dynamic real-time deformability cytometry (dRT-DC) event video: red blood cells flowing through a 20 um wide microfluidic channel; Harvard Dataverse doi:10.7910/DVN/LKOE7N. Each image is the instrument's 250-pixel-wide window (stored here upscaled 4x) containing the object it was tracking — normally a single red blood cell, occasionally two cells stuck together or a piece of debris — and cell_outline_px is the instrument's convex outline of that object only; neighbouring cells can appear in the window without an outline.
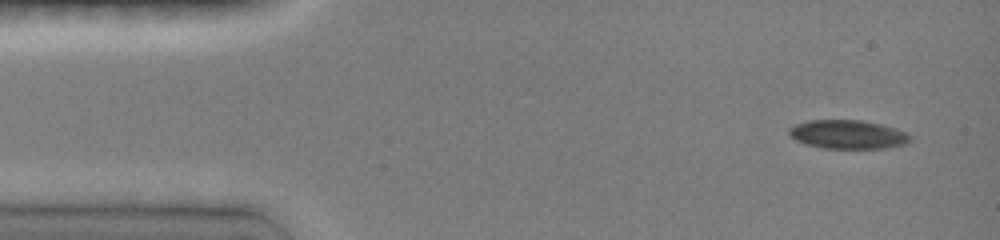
{"species": "common noctule bat (a hibernating species)", "species_latin": "Nyctalus noctula", "temperature_condition": "room temperature", "stored_images_in_passage": 23, "camera_frame_rate_fps": 3000, "um_per_image_px": 0.085, "animal": {"sex": "female", "body_mass_g": 19.0, "forearm_length_mm": 51.5}, "frame": {"image": 1, "passage_image": 1, "time_ms": 0.0, "image_size_px": [1000, 240], "cell_outline_px": [[908, 140], [904, 144], [884, 148], [824, 148], [808, 144], [796, 140], [788, 132], [788, 128], [796, 124], [812, 120], [860, 120], [880, 124], [904, 132], [908, 136]], "centroid_in_image_um": [72.01, 11.42], "position_along_channel_um": 13.0, "area_um2": 19.71}}
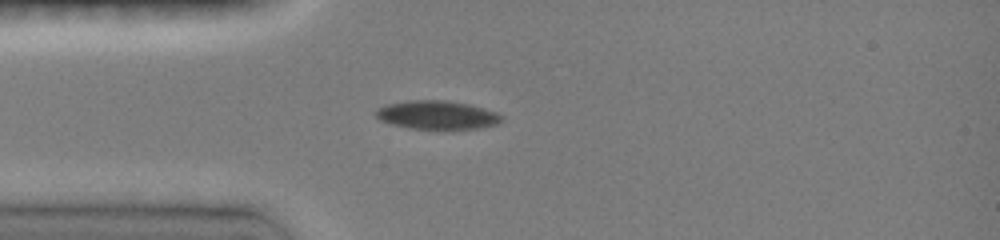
{"frame": {"image": 2, "passage_image": 13, "time_ms": 3.0, "image_size_px": [1000, 240], "cell_outline_px": [[500, 120], [496, 124], [480, 128], [412, 128], [392, 124], [380, 120], [376, 116], [376, 108], [388, 104], [408, 100], [448, 100], [468, 104], [496, 112], [500, 116]], "centroid_in_image_um": [37.1, 9.75], "position_along_channel_um": 47.9, "area_um2": 20.46}}
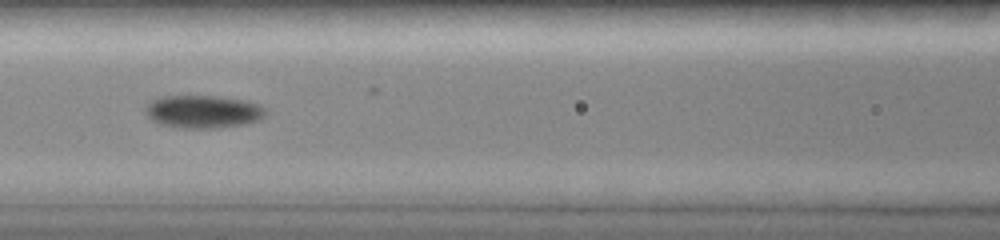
{"frame": {"image": 3, "passage_image": 21, "time_ms": 5.667, "image_size_px": [1000, 240], "cell_outline_px": [[264, 116], [256, 120], [244, 124], [216, 128], [176, 128], [160, 124], [152, 120], [148, 116], [148, 104], [152, 100], [160, 96], [216, 96], [244, 100], [256, 104], [264, 108]], "centroid_in_image_um": [17.23, 9.49], "position_along_channel_um": 149.4, "area_um2": 22.66}}